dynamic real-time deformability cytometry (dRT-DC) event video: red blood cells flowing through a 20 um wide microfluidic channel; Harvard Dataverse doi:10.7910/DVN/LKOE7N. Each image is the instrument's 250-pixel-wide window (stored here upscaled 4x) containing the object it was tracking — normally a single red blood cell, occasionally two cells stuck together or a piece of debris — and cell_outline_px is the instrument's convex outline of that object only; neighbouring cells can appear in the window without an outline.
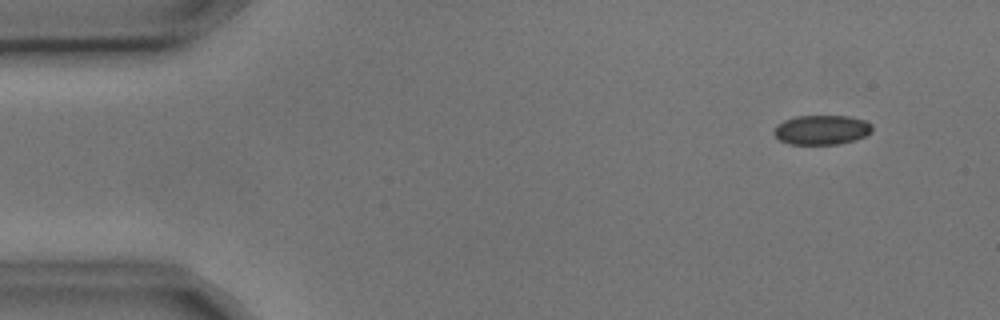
{"species": "common noctule bat (a hibernating species)", "species_latin": "Nyctalus noctula", "temperature_condition": "cold", "stored_images_in_passage": 10, "camera_frame_rate_fps": 3000, "um_per_image_px": 0.085, "animal": {"sex": "male", "body_mass_g": 17.9, "forearm_length_mm": 54.2}, "frame": {"image": 1, "passage_image": 2, "time_ms": 0.333, "image_size_px": [1000, 320], "cell_outline_px": [[872, 132], [864, 136], [852, 140], [836, 144], [788, 144], [780, 140], [772, 132], [776, 124], [784, 120], [796, 116], [848, 116], [864, 120], [872, 124]], "centroid_in_image_um": [69.81, 11.03], "position_along_channel_um": 15.2, "area_um2": 16.88}}
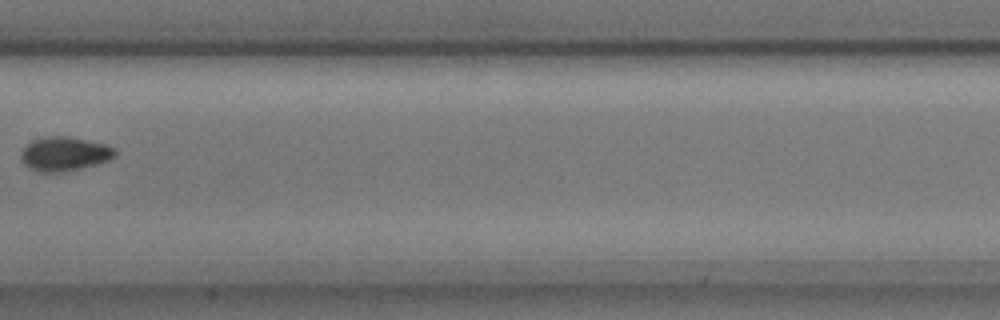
{"frame": {"image": 2, "passage_image": 7, "time_ms": 2.0, "image_size_px": [1000, 320], "cell_outline_px": [[116, 156], [108, 160], [80, 168], [56, 172], [40, 172], [28, 168], [24, 164], [20, 156], [20, 152], [32, 140], [44, 136], [68, 136], [108, 144], [116, 148]], "centroid_in_image_um": [5.48, 13.06], "position_along_channel_um": 201.9, "area_um2": 18.73}}
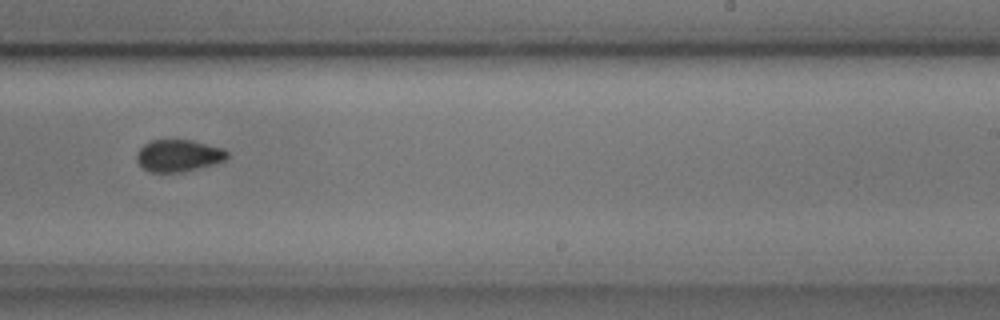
{"frame": {"image": 3, "passage_image": 9, "time_ms": 2.667, "image_size_px": [1000, 320], "cell_outline_px": [[228, 156], [224, 160], [212, 164], [180, 172], [152, 172], [144, 168], [136, 160], [136, 152], [144, 144], [152, 140], [192, 140], [224, 148], [228, 152]], "centroid_in_image_um": [15.16, 13.21], "position_along_channel_um": 273.8, "area_um2": 16.7}}